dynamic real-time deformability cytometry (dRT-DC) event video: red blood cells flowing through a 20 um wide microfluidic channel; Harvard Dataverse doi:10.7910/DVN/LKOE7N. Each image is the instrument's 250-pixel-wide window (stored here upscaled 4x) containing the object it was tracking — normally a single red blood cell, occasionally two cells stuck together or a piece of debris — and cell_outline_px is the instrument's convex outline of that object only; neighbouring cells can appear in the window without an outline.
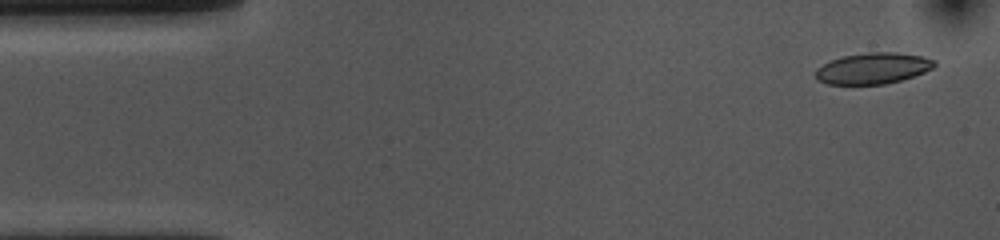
{"species": "common noctule bat (a hibernating species)", "species_latin": "Nyctalus noctula", "temperature_condition": "cold", "stored_images_in_passage": 53, "camera_frame_rate_fps": 3000, "um_per_image_px": 0.085, "animal": {"sex": "female", "body_mass_g": 10.0, "forearm_length_mm": 53.1}, "frame": {"image": 1, "passage_image": 2, "time_ms": 0.333, "image_size_px": [1000, 240], "cell_outline_px": [[936, 64], [932, 68], [924, 72], [900, 80], [884, 84], [828, 84], [816, 80], [816, 68], [832, 60], [844, 56], [868, 52], [896, 52], [924, 56], [936, 60]], "centroid_in_image_um": [74.21, 5.8], "position_along_channel_um": 10.8, "area_um2": 21.44}}
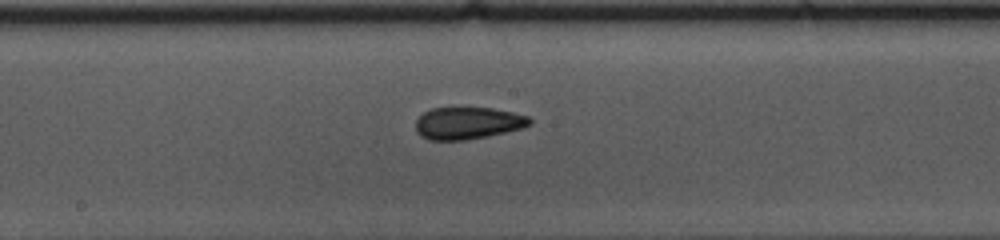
{"frame": {"image": 2, "passage_image": 26, "time_ms": 8.333, "image_size_px": [1000, 240], "cell_outline_px": [[532, 124], [524, 128], [488, 136], [464, 140], [428, 140], [420, 136], [416, 132], [416, 120], [424, 112], [432, 108], [492, 108], [512, 112], [528, 116], [532, 120]], "centroid_in_image_um": [39.77, 10.47], "position_along_channel_um": 208.4, "area_um2": 21.44}}
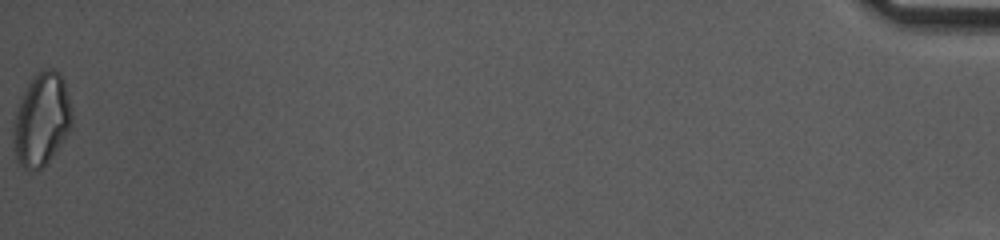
{"frame": {"image": 3, "passage_image": 53, "time_ms": 17.333, "image_size_px": [1000, 240], "cell_outline_px": [[72, 124], [68, 132], [60, 144], [48, 160], [40, 168], [28, 172], [16, 160], [12, 140], [12, 132], [16, 112], [24, 92], [28, 84], [44, 68], [52, 68], [60, 72], [64, 80], [72, 108]], "centroid_in_image_um": [3.53, 10.17], "position_along_channel_um": 431.7, "area_um2": 31.44}, "authors_computed_cell_mechanics": {"area_um2": 21.9062, "velocity_mm_per_s": 3.6799, "shape_relaxation_time_tau1_ms": 4.5568, "shape_relaxation_time_tau2_ms": 3.4201, "deformation_change_tau1": 0.1196, "deformation_change_tau2": 0.0965}}